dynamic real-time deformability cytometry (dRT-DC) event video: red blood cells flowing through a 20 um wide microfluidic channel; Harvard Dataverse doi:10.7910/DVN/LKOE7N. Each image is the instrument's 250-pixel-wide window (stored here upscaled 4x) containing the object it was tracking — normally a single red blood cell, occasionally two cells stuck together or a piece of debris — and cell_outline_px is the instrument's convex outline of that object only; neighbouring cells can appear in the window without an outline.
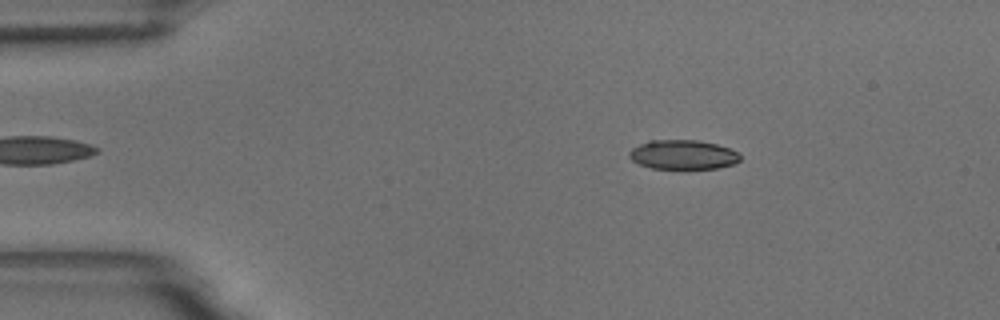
{"species": "common noctule bat (a hibernating species)", "species_latin": "Nyctalus noctula", "temperature_condition": "room temperature", "stored_images_in_passage": 31, "camera_frame_rate_fps": 3000, "um_per_image_px": 0.085, "animal": {"sex": "male", "body_mass_g": 18.8}, "frame": {"image": 1, "passage_image": 9, "time_ms": 2.667, "image_size_px": [1000, 320], "cell_outline_px": [[740, 160], [736, 164], [716, 168], [688, 172], [652, 168], [640, 164], [632, 160], [628, 156], [628, 152], [632, 148], [648, 140], [696, 140], [716, 144], [740, 152]], "centroid_in_image_um": [58.07, 13.2], "position_along_channel_um": 26.9, "area_um2": 19.88}}
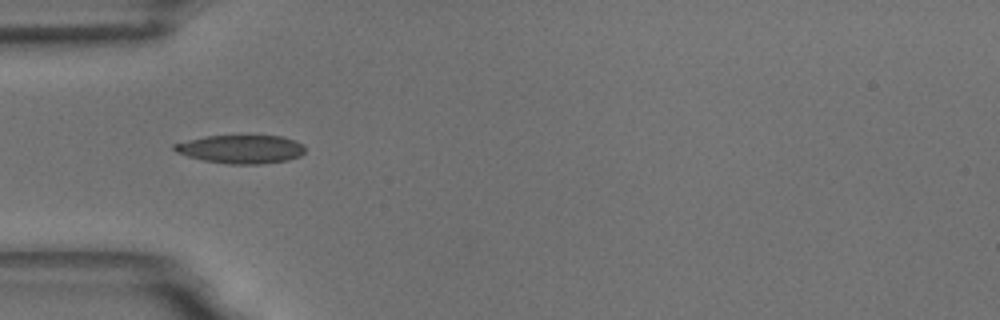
{"frame": {"image": 2, "passage_image": 17, "time_ms": 5.333, "image_size_px": [1000, 320], "cell_outline_px": [[304, 152], [300, 156], [288, 160], [260, 164], [228, 164], [204, 160], [188, 156], [176, 152], [172, 148], [172, 144], [204, 136], [280, 136], [296, 140], [304, 144]], "centroid_in_image_um": [20.49, 12.68], "position_along_channel_um": 64.5, "area_um2": 21.68}}